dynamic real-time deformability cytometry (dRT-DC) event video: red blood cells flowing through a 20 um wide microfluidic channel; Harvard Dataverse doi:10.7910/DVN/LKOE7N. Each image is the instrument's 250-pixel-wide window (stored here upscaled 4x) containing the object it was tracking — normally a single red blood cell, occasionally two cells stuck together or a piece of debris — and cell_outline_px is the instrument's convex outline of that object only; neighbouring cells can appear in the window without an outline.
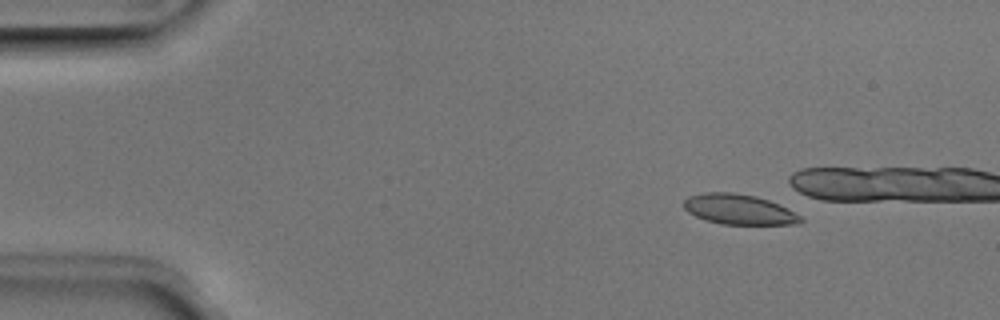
{"species": "Egyptian fruit bat (a non-hibernating species)", "species_latin": "Rousettus aegyptiacus", "temperature_condition": "room temperature", "stored_images_in_passage": 16, "camera_frame_rate_fps": 3000, "um_per_image_px": 0.085, "animal": {"sex": "male"}, "frame": {"image": 1, "passage_image": 7, "time_ms": 2.0, "image_size_px": [1000, 320], "cell_outline_px": [[804, 220], [800, 224], [720, 224], [696, 216], [688, 212], [684, 208], [684, 200], [688, 196], [704, 192], [732, 192], [756, 196], [780, 204], [788, 208], [800, 216]], "centroid_in_image_um": [62.82, 17.79], "position_along_channel_um": 22.2, "area_um2": 20.58}}